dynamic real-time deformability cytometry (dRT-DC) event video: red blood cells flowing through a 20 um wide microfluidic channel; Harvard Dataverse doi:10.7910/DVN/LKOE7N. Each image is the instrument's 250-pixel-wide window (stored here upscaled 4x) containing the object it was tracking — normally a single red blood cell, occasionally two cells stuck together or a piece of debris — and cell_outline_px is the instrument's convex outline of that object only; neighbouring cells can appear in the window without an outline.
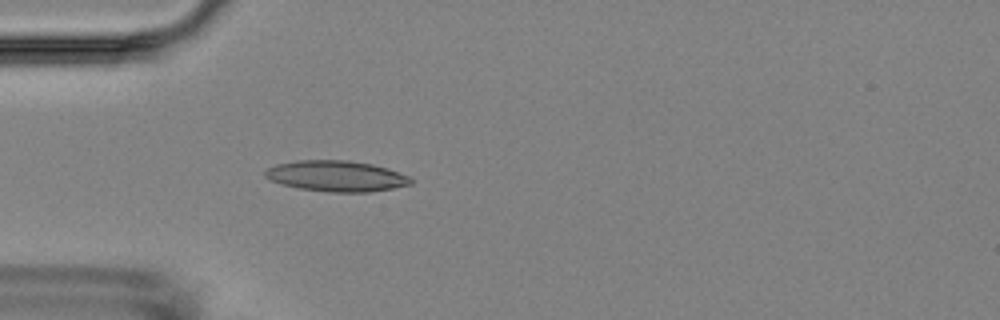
{"species": "Egyptian fruit bat (a non-hibernating species)", "species_latin": "Rousettus aegyptiacus", "temperature_condition": "room temperature", "stored_images_in_passage": 5, "camera_frame_rate_fps": 3000, "um_per_image_px": 0.085, "animal": {"sex": "female"}, "frame": {"image": 1, "passage_image": 5, "time_ms": 5.0, "image_size_px": [1000, 320], "cell_outline_px": [[412, 184], [372, 192], [328, 192], [300, 188], [280, 184], [268, 180], [264, 176], [264, 172], [268, 168], [276, 164], [300, 160], [348, 160], [372, 164], [388, 168], [408, 176], [412, 180]], "centroid_in_image_um": [28.57, 14.97], "position_along_channel_um": 56.4, "area_um2": 26.24}}